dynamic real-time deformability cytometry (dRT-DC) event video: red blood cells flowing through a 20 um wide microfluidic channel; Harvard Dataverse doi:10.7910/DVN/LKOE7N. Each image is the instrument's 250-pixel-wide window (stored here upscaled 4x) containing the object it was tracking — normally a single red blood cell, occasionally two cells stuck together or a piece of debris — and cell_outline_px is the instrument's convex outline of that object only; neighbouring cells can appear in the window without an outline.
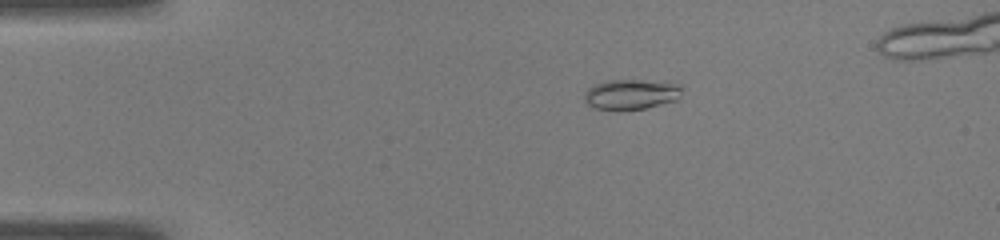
{"species": "common noctule bat (a hibernating species)", "species_latin": "Nyctalus noctula", "temperature_condition": "warm", "stored_images_in_passage": 41, "camera_frame_rate_fps": 3000, "um_per_image_px": 0.085, "animal": {"sex": "male", "body_mass_g": 19.0, "forearm_length_mm": 50.8}, "frame": {"image": 1, "passage_image": 2, "time_ms": 0.333, "image_size_px": [1000, 240], "cell_outline_px": [[684, 84], [680, 96], [676, 100], [644, 108], [596, 108], [588, 104], [584, 100], [584, 92], [588, 88], [596, 84], [608, 80], [664, 80]], "centroid_in_image_um": [53.73, 7.96], "position_along_channel_um": 31.3, "area_um2": 17.11}}
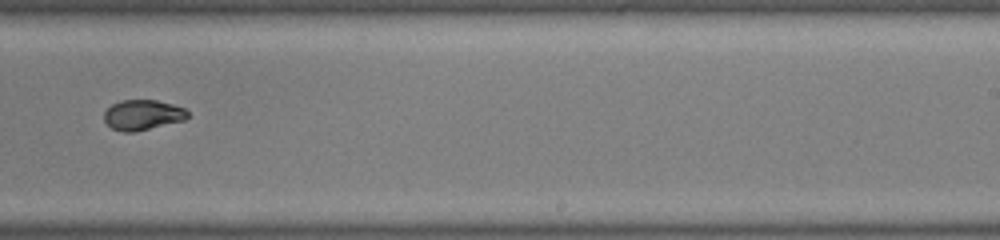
{"frame": {"image": 2, "passage_image": 24, "time_ms": 7.667, "image_size_px": [1000, 240], "cell_outline_px": [[188, 116], [184, 120], [136, 132], [124, 132], [112, 128], [104, 120], [104, 112], [112, 104], [120, 100], [156, 100], [172, 104], [184, 108], [188, 112]], "centroid_in_image_um": [12.12, 9.77], "position_along_channel_um": 276.9, "area_um2": 14.68}}
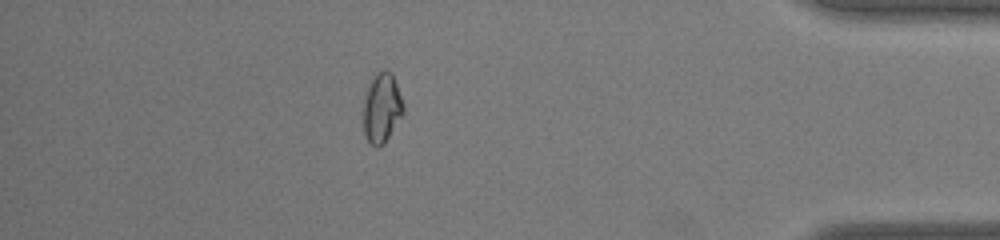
{"frame": {"image": 3, "passage_image": 36, "time_ms": 11.667, "image_size_px": [1000, 240], "cell_outline_px": [[404, 112], [384, 144], [376, 148], [364, 136], [364, 100], [368, 84], [376, 72], [384, 68], [392, 72], [404, 104]], "centroid_in_image_um": [32.46, 9.14], "position_along_channel_um": 402.7, "area_um2": 16.36}, "authors_computed_cell_mechanics": {"area_um2": 15.317, "velocity_mm_per_s": 4.0989, "shape_relaxation_time_tau1_ms": 10.6626, "shape_relaxation_time_tau2_ms": 1.9248, "deformation_change_tau1": 0.3094, "deformation_change_tau2": 0.0444}}